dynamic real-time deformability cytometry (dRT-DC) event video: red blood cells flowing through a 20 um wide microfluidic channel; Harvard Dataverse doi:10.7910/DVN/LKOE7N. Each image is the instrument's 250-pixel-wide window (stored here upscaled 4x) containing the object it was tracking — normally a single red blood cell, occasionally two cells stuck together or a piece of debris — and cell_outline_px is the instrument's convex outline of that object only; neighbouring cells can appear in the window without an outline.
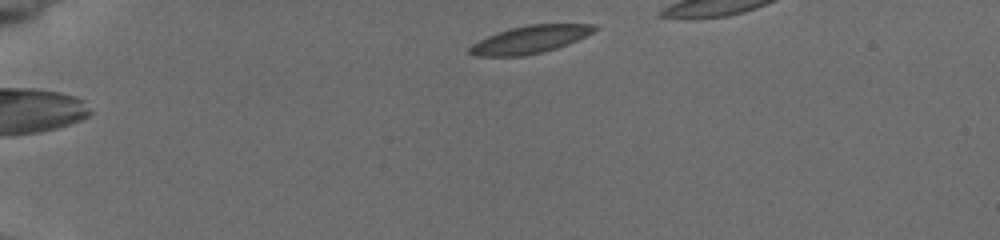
{"species": "common noctule bat (a hibernating species)", "species_latin": "Nyctalus noctula", "temperature_condition": "cold", "stored_images_in_passage": 14, "segment_of_instrument_passage": [1, 2], "camera_frame_rate_fps": 3000, "um_per_image_px": 0.085, "animal": {"sex": "female", "body_mass_g": 19.5, "forearm_length_mm": 54.1}, "frame": {"image": 1, "passage_image": 1, "time_ms": 0.0, "image_size_px": [1000, 240], "cell_outline_px": [[596, 28], [592, 32], [576, 40], [556, 48], [524, 56], [476, 56], [468, 52], [468, 48], [472, 44], [496, 32], [508, 28], [528, 24], [592, 24]], "centroid_in_image_um": [44.98, 3.35], "position_along_channel_um": 40.0, "area_um2": 19.83}}
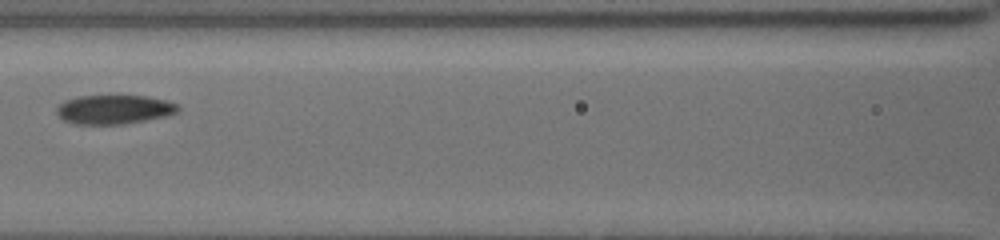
{"frame": {"image": 2, "passage_image": 11, "time_ms": 4.667, "image_size_px": [1000, 240], "cell_outline_px": [[180, 108], [176, 112], [164, 116], [124, 124], [76, 124], [64, 120], [56, 112], [56, 108], [64, 100], [76, 96], [108, 92], [116, 92], [148, 96], [168, 100], [176, 104]], "centroid_in_image_um": [9.67, 9.23], "position_along_channel_um": 156.9, "area_um2": 21.62}}
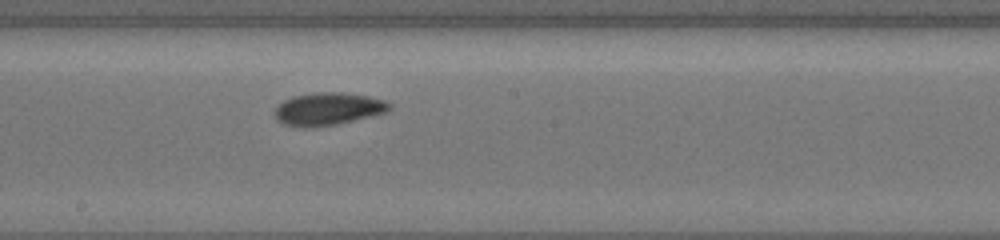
{"frame": {"image": 3, "passage_image": 13, "time_ms": 6.333, "image_size_px": [1000, 240], "cell_outline_px": [[392, 108], [388, 112], [336, 124], [312, 128], [304, 128], [284, 124], [276, 116], [276, 108], [284, 100], [292, 96], [316, 92], [340, 92], [368, 96], [384, 100], [392, 104]], "centroid_in_image_um": [27.92, 9.25], "position_along_channel_um": 220.3, "area_um2": 21.73}}